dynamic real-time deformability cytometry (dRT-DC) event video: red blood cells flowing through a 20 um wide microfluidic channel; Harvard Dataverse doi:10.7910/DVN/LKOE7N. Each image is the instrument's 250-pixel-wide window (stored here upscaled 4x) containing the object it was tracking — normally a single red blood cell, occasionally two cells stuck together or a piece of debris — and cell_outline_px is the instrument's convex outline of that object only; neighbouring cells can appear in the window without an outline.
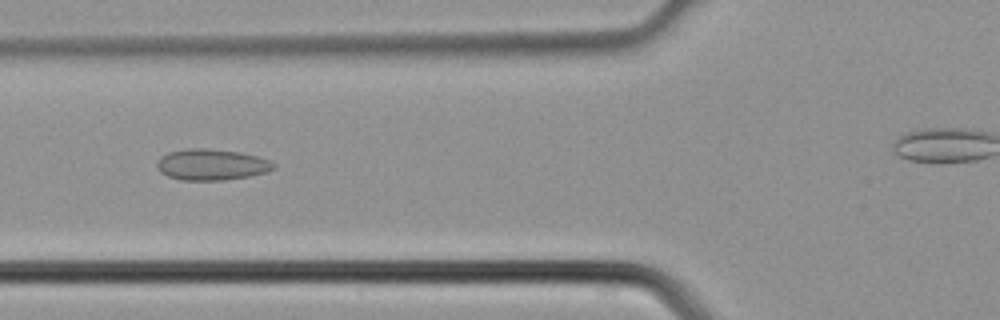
{"species": "common noctule bat (a hibernating species)", "species_latin": "Nyctalus noctula", "temperature_condition": "cold", "stored_images_in_passage": 5, "segment_of_instrument_passage": [1, 2], "camera_frame_rate_fps": 3000, "um_per_image_px": 0.085, "animal": {"sex": "male", "body_mass_g": 21.5, "forearm_length_mm": 52.0}, "frame": {"image": 1, "passage_image": 4, "time_ms": 1.0, "image_size_px": [1000, 320], "cell_outline_px": [[276, 168], [268, 172], [248, 176], [224, 180], [180, 180], [168, 176], [160, 172], [156, 164], [160, 156], [168, 152], [188, 148], [208, 148], [240, 152], [256, 156], [268, 160], [276, 164]], "centroid_in_image_um": [17.97, 13.99], "position_along_channel_um": 107.8, "area_um2": 21.27}}